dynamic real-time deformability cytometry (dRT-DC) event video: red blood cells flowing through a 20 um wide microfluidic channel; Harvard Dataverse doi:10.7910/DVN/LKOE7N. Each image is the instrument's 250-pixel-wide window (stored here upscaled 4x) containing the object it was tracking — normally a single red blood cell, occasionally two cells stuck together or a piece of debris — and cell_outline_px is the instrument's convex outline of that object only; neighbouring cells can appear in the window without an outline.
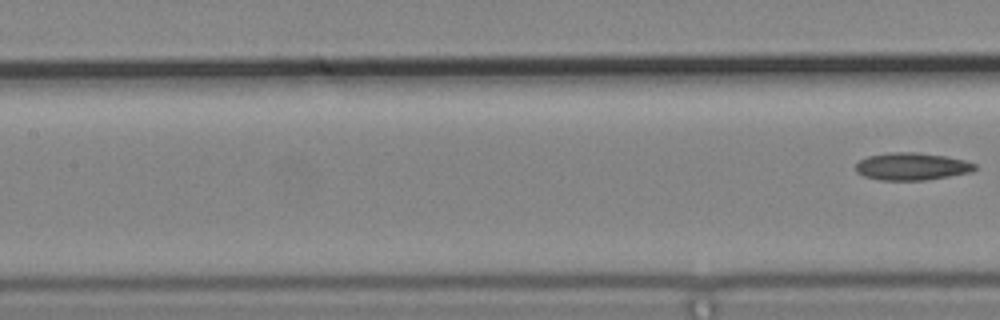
{"species": "common noctule bat (a hibernating species)", "species_latin": "Nyctalus noctula", "temperature_condition": "cold", "stored_images_in_passage": 6, "camera_frame_rate_fps": 3000, "um_per_image_px": 0.085, "animal": {"sex": "male", "body_mass_g": 19.2, "forearm_length_mm": 51.8}, "frame": {"image": 1, "passage_image": 6, "time_ms": 1.667, "image_size_px": [1000, 320], "cell_outline_px": [[980, 168], [972, 172], [924, 180], [880, 180], [864, 176], [856, 172], [856, 164], [860, 160], [868, 156], [888, 152], [916, 152], [944, 156], [964, 160], [976, 164]], "centroid_in_image_um": [77.52, 14.14], "position_along_channel_um": 129.9, "area_um2": 19.07}}